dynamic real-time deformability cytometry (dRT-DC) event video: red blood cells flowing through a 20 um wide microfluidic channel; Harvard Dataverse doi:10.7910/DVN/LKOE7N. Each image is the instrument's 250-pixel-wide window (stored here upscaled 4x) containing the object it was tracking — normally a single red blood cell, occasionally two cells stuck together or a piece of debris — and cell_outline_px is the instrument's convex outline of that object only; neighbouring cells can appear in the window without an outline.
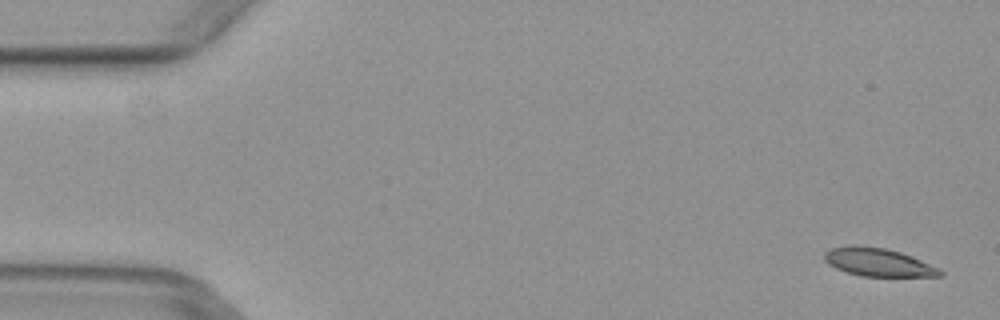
{"species": "common noctule bat (a hibernating species)", "species_latin": "Nyctalus noctula", "temperature_condition": "warm", "stored_images_in_passage": 5, "camera_frame_rate_fps": 3000, "um_per_image_px": 0.085, "animal": {"sex": "female", "body_mass_g": 29.2, "forearm_length_mm": 56.3}, "frame": {"image": 1, "passage_image": 1, "time_ms": 0.0, "image_size_px": [1000, 320], "cell_outline_px": [[944, 276], [860, 276], [836, 268], [828, 264], [824, 260], [824, 252], [832, 248], [856, 244], [884, 248], [900, 252], [912, 256], [940, 268], [944, 272]], "centroid_in_image_um": [74.66, 22.28], "position_along_channel_um": 10.3, "area_um2": 19.02}}